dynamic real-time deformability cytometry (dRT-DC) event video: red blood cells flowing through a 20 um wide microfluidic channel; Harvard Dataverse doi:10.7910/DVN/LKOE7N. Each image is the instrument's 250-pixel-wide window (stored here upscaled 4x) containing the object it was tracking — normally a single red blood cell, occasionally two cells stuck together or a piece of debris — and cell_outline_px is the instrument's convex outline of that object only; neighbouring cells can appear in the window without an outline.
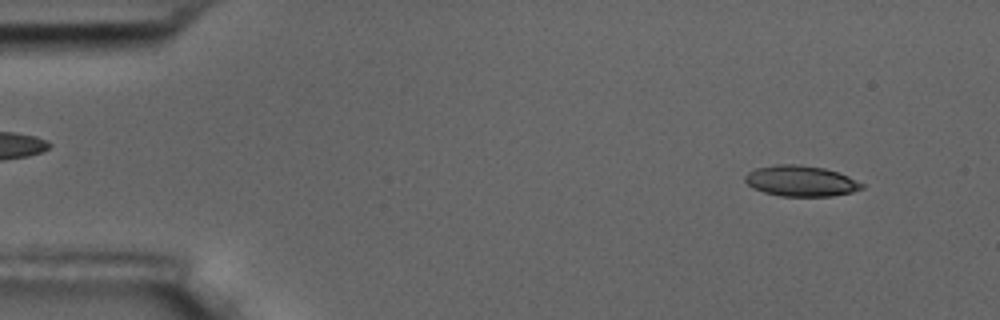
{"species": "common noctule bat (a hibernating species)", "species_latin": "Nyctalus noctula", "temperature_condition": "room temperature", "stored_images_in_passage": 4, "camera_frame_rate_fps": 3000, "um_per_image_px": 0.085, "animal": {"sex": "male", "body_mass_g": 17.5, "forearm_length_mm": 52.3}, "frame": {"image": 1, "passage_image": 1, "time_ms": 0.0, "image_size_px": [1000, 320], "cell_outline_px": [[864, 188], [852, 192], [832, 196], [780, 196], [764, 192], [748, 184], [744, 180], [744, 176], [748, 172], [756, 168], [776, 164], [796, 164], [824, 168], [848, 176], [864, 184]], "centroid_in_image_um": [68.07, 15.38], "position_along_channel_um": 16.9, "area_um2": 20.81}}
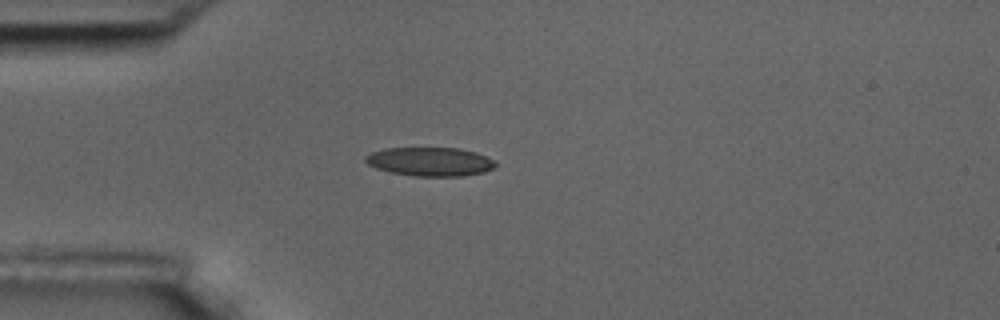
{"frame": {"image": 2, "passage_image": 4, "time_ms": 3.333, "image_size_px": [1000, 320], "cell_outline_px": [[496, 164], [492, 168], [484, 172], [464, 176], [416, 176], [392, 172], [376, 168], [368, 164], [364, 160], [364, 156], [372, 152], [384, 148], [460, 148], [476, 152], [492, 160]], "centroid_in_image_um": [36.53, 13.73], "position_along_channel_um": 48.5, "area_um2": 21.68}}